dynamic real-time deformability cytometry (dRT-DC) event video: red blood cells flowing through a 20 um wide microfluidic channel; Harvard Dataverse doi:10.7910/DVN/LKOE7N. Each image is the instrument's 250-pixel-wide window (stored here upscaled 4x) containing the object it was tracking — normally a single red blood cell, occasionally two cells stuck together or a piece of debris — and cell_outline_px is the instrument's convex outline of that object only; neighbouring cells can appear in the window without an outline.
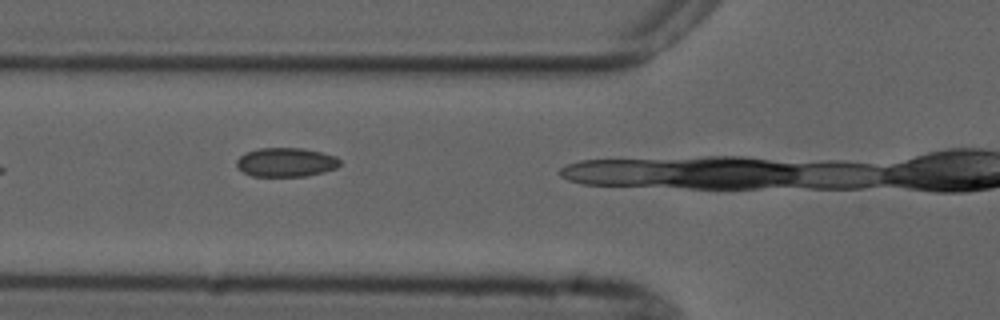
{"species": "common noctule bat (a hibernating species)", "species_latin": "Nyctalus noctula", "temperature_condition": "cold", "stored_images_in_passage": 5, "camera_frame_rate_fps": 3000, "um_per_image_px": 0.085, "animal": {"sex": "male", "forearm_length_mm": 52.5}, "frame": {"image": 1, "passage_image": 4, "time_ms": 3.333, "image_size_px": [1000, 320], "cell_outline_px": [[340, 164], [336, 168], [324, 172], [304, 176], [252, 176], [244, 172], [236, 164], [236, 160], [244, 152], [260, 148], [300, 148], [320, 152], [336, 156], [340, 160]], "centroid_in_image_um": [24.3, 13.79], "position_along_channel_um": 101.5, "area_um2": 17.4}}